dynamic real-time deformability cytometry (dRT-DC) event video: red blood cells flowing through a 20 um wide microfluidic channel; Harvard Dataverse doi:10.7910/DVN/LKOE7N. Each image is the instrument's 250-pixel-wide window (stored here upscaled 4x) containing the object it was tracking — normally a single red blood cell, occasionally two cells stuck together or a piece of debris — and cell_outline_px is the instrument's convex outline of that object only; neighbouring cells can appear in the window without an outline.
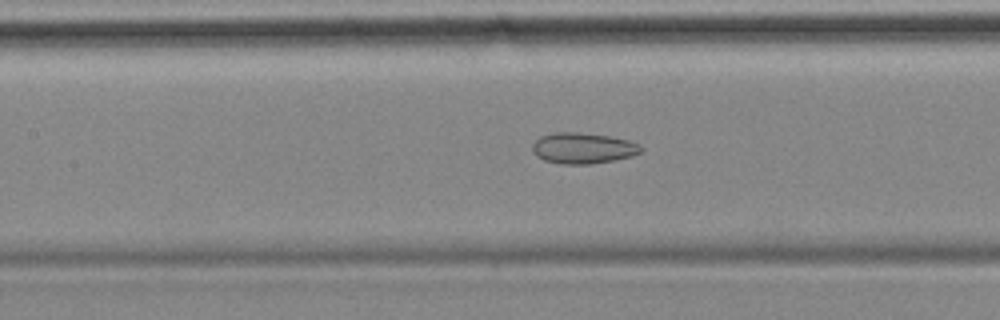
{"species": "common noctule bat (a hibernating species)", "species_latin": "Nyctalus noctula", "temperature_condition": "cold", "stored_images_in_passage": 56, "camera_frame_rate_fps": 3000, "um_per_image_px": 0.085, "animal": {"sex": "female", "body_mass_g": 18.4}, "frame": {"image": 1, "passage_image": 24, "time_ms": 7.667, "image_size_px": [1000, 320], "cell_outline_px": [[644, 148], [640, 152], [632, 156], [612, 160], [588, 164], [564, 164], [544, 160], [536, 156], [532, 148], [532, 144], [540, 136], [556, 132], [576, 132], [608, 136], [628, 140], [640, 144]], "centroid_in_image_um": [49.55, 12.59], "position_along_channel_um": 157.9, "area_um2": 19.42}}
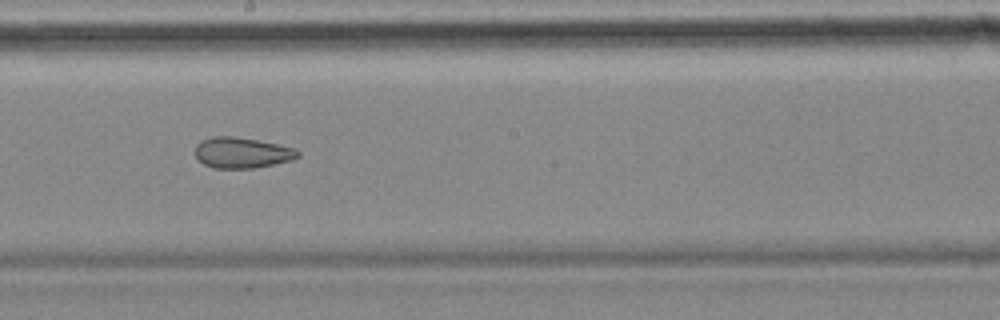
{"frame": {"image": 2, "passage_image": 30, "time_ms": 9.667, "image_size_px": [1000, 320], "cell_outline_px": [[300, 156], [292, 160], [256, 168], [212, 168], [204, 164], [196, 156], [196, 144], [212, 136], [232, 136], [256, 140], [276, 144], [292, 148], [300, 152]], "centroid_in_image_um": [20.57, 12.99], "position_along_channel_um": 227.6, "area_um2": 18.21}}
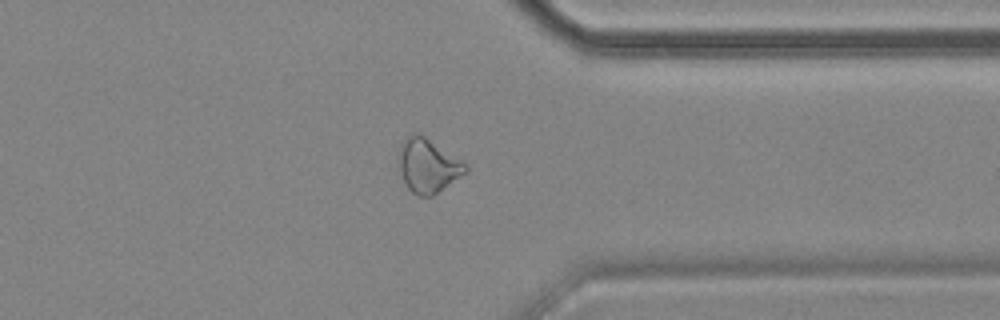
{"frame": {"image": 3, "passage_image": 43, "time_ms": 14.0, "image_size_px": [1000, 320], "cell_outline_px": [[468, 168], [464, 172], [432, 196], [420, 196], [412, 192], [408, 188], [404, 180], [400, 168], [400, 144], [408, 136], [416, 132], [420, 132], [468, 164]], "centroid_in_image_um": [36.38, 14.04], "position_along_channel_um": 375.0, "area_um2": 20.52}, "authors_computed_cell_mechanics": {"area_um2": 22.8599, "velocity_mm_per_s": 3.518, "shape_relaxation_time_tau1_ms": null, "shape_relaxation_time_tau2_ms": 3.318, "deformation_change_tau1": null, "deformation_change_tau2": 0.1043}}